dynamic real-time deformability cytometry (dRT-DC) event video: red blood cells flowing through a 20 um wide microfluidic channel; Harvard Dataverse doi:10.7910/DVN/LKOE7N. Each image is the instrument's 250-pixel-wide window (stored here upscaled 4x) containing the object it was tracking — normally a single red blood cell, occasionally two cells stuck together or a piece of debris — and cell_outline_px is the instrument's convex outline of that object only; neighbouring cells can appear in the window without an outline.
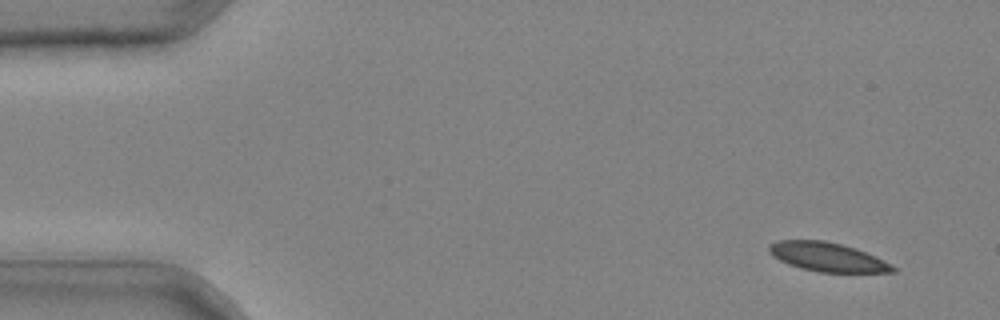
{"species": "common noctule bat (a hibernating species)", "species_latin": "Nyctalus noctula", "temperature_condition": "cold", "stored_images_in_passage": 42, "camera_frame_rate_fps": 3000, "um_per_image_px": 0.085, "animal": {"sex": "male", "body_mass_g": 20.4}, "frame": {"image": 1, "passage_image": 3, "time_ms": 0.667, "image_size_px": [1000, 320], "cell_outline_px": [[896, 272], [820, 272], [800, 268], [788, 264], [780, 260], [768, 248], [768, 244], [780, 240], [824, 240], [856, 248], [876, 256], [892, 264], [896, 268]], "centroid_in_image_um": [70.38, 21.84], "position_along_channel_um": 14.6, "area_um2": 20.75}}
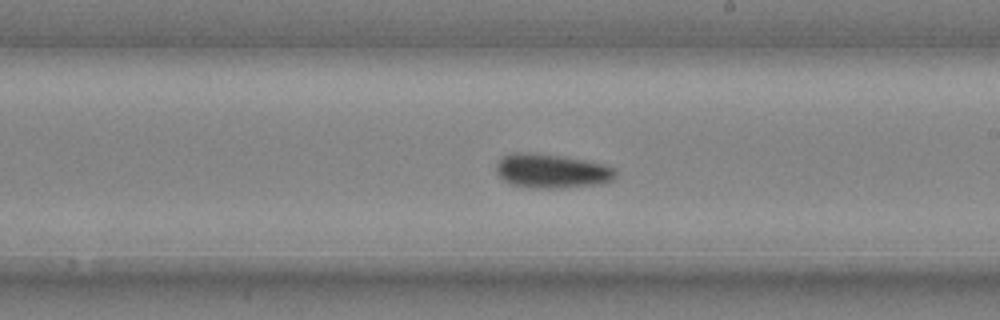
{"frame": {"image": 2, "passage_image": 25, "time_ms": 8.0, "image_size_px": [1000, 320], "cell_outline_px": [[616, 180], [600, 184], [560, 188], [532, 188], [512, 184], [504, 180], [496, 172], [496, 164], [500, 156], [512, 152], [524, 152], [556, 156], [580, 160], [600, 164], [616, 168]], "centroid_in_image_um": [46.87, 14.55], "position_along_channel_um": 242.1, "area_um2": 23.64}}
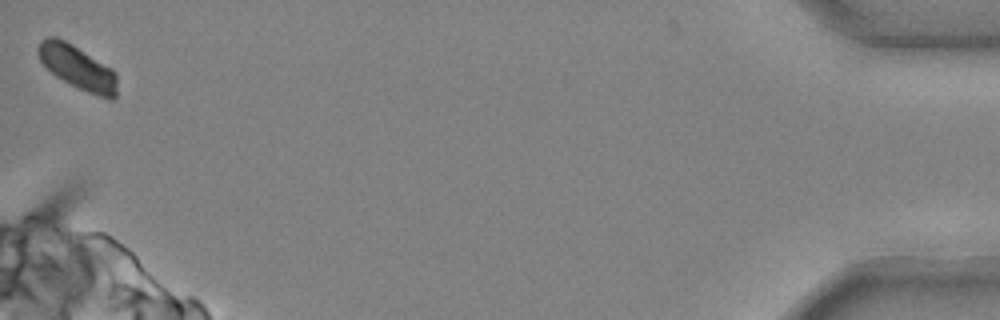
{"frame": {"image": 3, "passage_image": 42, "time_ms": 13.667, "image_size_px": [1000, 320], "cell_outline_px": [[116, 100], [108, 100], [88, 92], [56, 76], [40, 60], [36, 52], [36, 48], [40, 40], [48, 36], [56, 36], [72, 44], [112, 68], [116, 72]], "centroid_in_image_um": [6.6, 5.72], "position_along_channel_um": 428.6, "area_um2": 20.17}}